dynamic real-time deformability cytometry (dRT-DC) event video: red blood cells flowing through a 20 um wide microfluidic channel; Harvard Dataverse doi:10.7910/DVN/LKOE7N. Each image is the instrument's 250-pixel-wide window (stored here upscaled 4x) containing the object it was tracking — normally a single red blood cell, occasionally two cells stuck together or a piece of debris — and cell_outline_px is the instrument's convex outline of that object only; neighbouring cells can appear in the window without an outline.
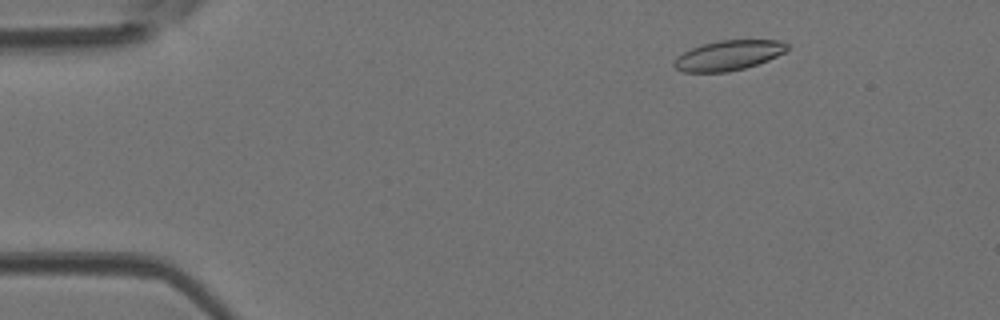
{"species": "Egyptian fruit bat (a non-hibernating species)", "species_latin": "Rousettus aegyptiacus", "temperature_condition": "room temperature", "stored_images_in_passage": 12, "camera_frame_rate_fps": 3000, "um_per_image_px": 0.085, "animal": {"sex": "female"}, "frame": {"image": 1, "passage_image": 3, "time_ms": 0.667, "image_size_px": [1000, 320], "cell_outline_px": [[788, 48], [784, 52], [768, 60], [744, 68], [728, 72], [684, 72], [676, 68], [672, 64], [684, 52], [700, 44], [720, 40], [780, 40], [788, 44]], "centroid_in_image_um": [61.93, 4.7], "position_along_channel_um": 23.1, "area_um2": 19.54}}